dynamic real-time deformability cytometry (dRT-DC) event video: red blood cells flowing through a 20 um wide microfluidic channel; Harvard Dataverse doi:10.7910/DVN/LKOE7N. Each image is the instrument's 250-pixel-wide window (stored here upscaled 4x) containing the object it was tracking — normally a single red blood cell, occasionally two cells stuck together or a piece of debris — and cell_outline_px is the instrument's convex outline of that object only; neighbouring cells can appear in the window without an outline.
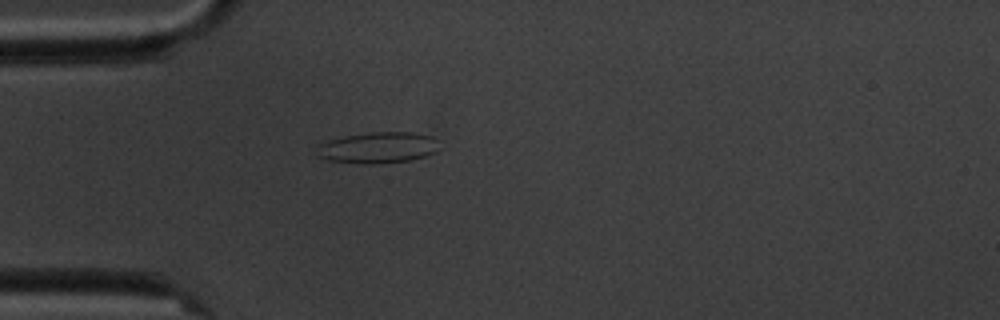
{"species": "common noctule bat (a hibernating species)", "species_latin": "Nyctalus noctula", "temperature_condition": "cold", "stored_images_in_passage": 6, "camera_frame_rate_fps": 3000, "um_per_image_px": 0.085, "animal": {"sex": "male", "body_mass_g": 20.1, "forearm_length_mm": 53.5}, "frame": {"image": 1, "passage_image": 5, "time_ms": 4.667, "image_size_px": [1000, 320], "cell_outline_px": [[436, 152], [424, 156], [408, 160], [376, 164], [360, 164], [328, 160], [316, 156], [316, 144], [328, 140], [344, 136], [372, 132], [412, 132], [432, 136], [436, 140]], "centroid_in_image_um": [32.04, 12.55], "position_along_channel_um": 53.0, "area_um2": 22.31}}